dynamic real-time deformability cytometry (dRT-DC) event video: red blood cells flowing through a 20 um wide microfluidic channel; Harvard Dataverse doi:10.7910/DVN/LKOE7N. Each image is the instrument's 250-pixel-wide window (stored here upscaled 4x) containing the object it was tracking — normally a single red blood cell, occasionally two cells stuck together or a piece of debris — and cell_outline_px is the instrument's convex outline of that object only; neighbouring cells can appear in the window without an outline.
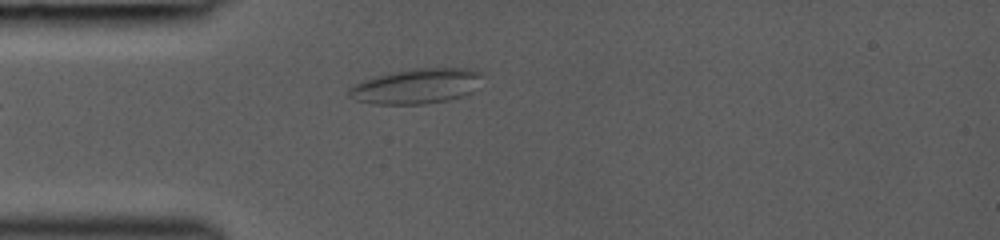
{"species": "common noctule bat (a hibernating species)", "species_latin": "Nyctalus noctula", "temperature_condition": "room temperature", "stored_images_in_passage": 4, "camera_frame_rate_fps": 3000, "um_per_image_px": 0.085, "animal": {"sex": "female", "body_mass_g": 19.0, "forearm_length_mm": 53.3}, "frame": {"image": 1, "passage_image": 4, "time_ms": 2.667, "image_size_px": [1000, 240], "cell_outline_px": [[480, 76], [472, 92], [464, 96], [448, 100], [424, 104], [372, 104], [356, 100], [348, 96], [348, 88], [352, 84], [372, 76], [412, 68], [472, 68], [480, 72]], "centroid_in_image_um": [35.32, 7.32], "position_along_channel_um": 49.7, "area_um2": 27.46}}